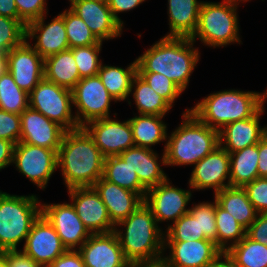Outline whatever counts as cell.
Returning a JSON list of instances; mask_svg holds the SVG:
<instances>
[{
  "mask_svg": "<svg viewBox=\"0 0 267 267\" xmlns=\"http://www.w3.org/2000/svg\"><path fill=\"white\" fill-rule=\"evenodd\" d=\"M105 157L83 127L66 131L57 152V168L68 189L93 187L102 177Z\"/></svg>",
  "mask_w": 267,
  "mask_h": 267,
  "instance_id": "6da1fadb",
  "label": "cell"
},
{
  "mask_svg": "<svg viewBox=\"0 0 267 267\" xmlns=\"http://www.w3.org/2000/svg\"><path fill=\"white\" fill-rule=\"evenodd\" d=\"M186 37H162L136 58L137 72L161 73L183 92L200 60L199 47Z\"/></svg>",
  "mask_w": 267,
  "mask_h": 267,
  "instance_id": "7a4b0ae2",
  "label": "cell"
},
{
  "mask_svg": "<svg viewBox=\"0 0 267 267\" xmlns=\"http://www.w3.org/2000/svg\"><path fill=\"white\" fill-rule=\"evenodd\" d=\"M114 231L130 264L157 261L166 254L164 231L144 202L126 219L120 221Z\"/></svg>",
  "mask_w": 267,
  "mask_h": 267,
  "instance_id": "3957f363",
  "label": "cell"
},
{
  "mask_svg": "<svg viewBox=\"0 0 267 267\" xmlns=\"http://www.w3.org/2000/svg\"><path fill=\"white\" fill-rule=\"evenodd\" d=\"M190 110L186 108L181 124L163 144L167 166H193L219 146V131L202 123Z\"/></svg>",
  "mask_w": 267,
  "mask_h": 267,
  "instance_id": "277c9868",
  "label": "cell"
},
{
  "mask_svg": "<svg viewBox=\"0 0 267 267\" xmlns=\"http://www.w3.org/2000/svg\"><path fill=\"white\" fill-rule=\"evenodd\" d=\"M266 91L229 89L210 93L191 108L204 124L221 130L226 124L254 116L266 103Z\"/></svg>",
  "mask_w": 267,
  "mask_h": 267,
  "instance_id": "5b68a950",
  "label": "cell"
},
{
  "mask_svg": "<svg viewBox=\"0 0 267 267\" xmlns=\"http://www.w3.org/2000/svg\"><path fill=\"white\" fill-rule=\"evenodd\" d=\"M242 0H222V2L203 1L199 11L197 28L190 38L197 39L205 46L225 47L238 43L239 35L238 6Z\"/></svg>",
  "mask_w": 267,
  "mask_h": 267,
  "instance_id": "8992f818",
  "label": "cell"
},
{
  "mask_svg": "<svg viewBox=\"0 0 267 267\" xmlns=\"http://www.w3.org/2000/svg\"><path fill=\"white\" fill-rule=\"evenodd\" d=\"M35 194L11 195L0 190V250H17L26 240L41 215V203Z\"/></svg>",
  "mask_w": 267,
  "mask_h": 267,
  "instance_id": "52a82bcc",
  "label": "cell"
},
{
  "mask_svg": "<svg viewBox=\"0 0 267 267\" xmlns=\"http://www.w3.org/2000/svg\"><path fill=\"white\" fill-rule=\"evenodd\" d=\"M29 107L58 123L66 131L79 128L73 111L72 90L43 78L29 93Z\"/></svg>",
  "mask_w": 267,
  "mask_h": 267,
  "instance_id": "ba28073f",
  "label": "cell"
},
{
  "mask_svg": "<svg viewBox=\"0 0 267 267\" xmlns=\"http://www.w3.org/2000/svg\"><path fill=\"white\" fill-rule=\"evenodd\" d=\"M72 101L80 127L95 119L111 117L110 103L116 102L98 75L81 78L72 89Z\"/></svg>",
  "mask_w": 267,
  "mask_h": 267,
  "instance_id": "9c48e42d",
  "label": "cell"
},
{
  "mask_svg": "<svg viewBox=\"0 0 267 267\" xmlns=\"http://www.w3.org/2000/svg\"><path fill=\"white\" fill-rule=\"evenodd\" d=\"M12 165L39 189H46L57 169V152L19 142L14 145Z\"/></svg>",
  "mask_w": 267,
  "mask_h": 267,
  "instance_id": "30bf717a",
  "label": "cell"
},
{
  "mask_svg": "<svg viewBox=\"0 0 267 267\" xmlns=\"http://www.w3.org/2000/svg\"><path fill=\"white\" fill-rule=\"evenodd\" d=\"M169 180L167 178L148 189L144 197V203L153 213L158 225L168 220L174 223L190 210L186 206L191 201L192 189L175 187Z\"/></svg>",
  "mask_w": 267,
  "mask_h": 267,
  "instance_id": "8fae6325",
  "label": "cell"
},
{
  "mask_svg": "<svg viewBox=\"0 0 267 267\" xmlns=\"http://www.w3.org/2000/svg\"><path fill=\"white\" fill-rule=\"evenodd\" d=\"M82 127L91 136L105 158L118 156L128 148L135 146L129 119L123 122L111 117L95 119Z\"/></svg>",
  "mask_w": 267,
  "mask_h": 267,
  "instance_id": "7c38bea8",
  "label": "cell"
},
{
  "mask_svg": "<svg viewBox=\"0 0 267 267\" xmlns=\"http://www.w3.org/2000/svg\"><path fill=\"white\" fill-rule=\"evenodd\" d=\"M41 214L54 227L67 250H78L92 235L71 203H41Z\"/></svg>",
  "mask_w": 267,
  "mask_h": 267,
  "instance_id": "4fadbf2b",
  "label": "cell"
},
{
  "mask_svg": "<svg viewBox=\"0 0 267 267\" xmlns=\"http://www.w3.org/2000/svg\"><path fill=\"white\" fill-rule=\"evenodd\" d=\"M188 182L192 191L212 188L214 194L231 186L229 153L220 145L217 146L194 165Z\"/></svg>",
  "mask_w": 267,
  "mask_h": 267,
  "instance_id": "5bb4252c",
  "label": "cell"
},
{
  "mask_svg": "<svg viewBox=\"0 0 267 267\" xmlns=\"http://www.w3.org/2000/svg\"><path fill=\"white\" fill-rule=\"evenodd\" d=\"M67 192L77 215L91 234L115 230L107 208L94 187H76Z\"/></svg>",
  "mask_w": 267,
  "mask_h": 267,
  "instance_id": "9a60e30c",
  "label": "cell"
},
{
  "mask_svg": "<svg viewBox=\"0 0 267 267\" xmlns=\"http://www.w3.org/2000/svg\"><path fill=\"white\" fill-rule=\"evenodd\" d=\"M169 254L163 260L170 267H209L223 252L208 239L192 241H164Z\"/></svg>",
  "mask_w": 267,
  "mask_h": 267,
  "instance_id": "2e32d148",
  "label": "cell"
},
{
  "mask_svg": "<svg viewBox=\"0 0 267 267\" xmlns=\"http://www.w3.org/2000/svg\"><path fill=\"white\" fill-rule=\"evenodd\" d=\"M22 251L40 266H49L67 251L54 227L41 214L26 237Z\"/></svg>",
  "mask_w": 267,
  "mask_h": 267,
  "instance_id": "e0dca14e",
  "label": "cell"
},
{
  "mask_svg": "<svg viewBox=\"0 0 267 267\" xmlns=\"http://www.w3.org/2000/svg\"><path fill=\"white\" fill-rule=\"evenodd\" d=\"M86 267H130L115 231L92 234L78 249Z\"/></svg>",
  "mask_w": 267,
  "mask_h": 267,
  "instance_id": "ac0fdd59",
  "label": "cell"
},
{
  "mask_svg": "<svg viewBox=\"0 0 267 267\" xmlns=\"http://www.w3.org/2000/svg\"><path fill=\"white\" fill-rule=\"evenodd\" d=\"M46 15L28 23L25 36L26 41L43 59L70 49L63 16L59 13L46 24ZM29 39L36 41L34 45Z\"/></svg>",
  "mask_w": 267,
  "mask_h": 267,
  "instance_id": "d6986e66",
  "label": "cell"
},
{
  "mask_svg": "<svg viewBox=\"0 0 267 267\" xmlns=\"http://www.w3.org/2000/svg\"><path fill=\"white\" fill-rule=\"evenodd\" d=\"M6 57L15 83L29 94L44 78V59L26 40L6 53Z\"/></svg>",
  "mask_w": 267,
  "mask_h": 267,
  "instance_id": "ffe728a7",
  "label": "cell"
},
{
  "mask_svg": "<svg viewBox=\"0 0 267 267\" xmlns=\"http://www.w3.org/2000/svg\"><path fill=\"white\" fill-rule=\"evenodd\" d=\"M69 2V9L87 24L99 41L112 40L122 35L124 27L113 17L108 3L99 0Z\"/></svg>",
  "mask_w": 267,
  "mask_h": 267,
  "instance_id": "44dd1931",
  "label": "cell"
},
{
  "mask_svg": "<svg viewBox=\"0 0 267 267\" xmlns=\"http://www.w3.org/2000/svg\"><path fill=\"white\" fill-rule=\"evenodd\" d=\"M20 142L58 152L66 130L40 112L27 107L21 114Z\"/></svg>",
  "mask_w": 267,
  "mask_h": 267,
  "instance_id": "7402d4cb",
  "label": "cell"
},
{
  "mask_svg": "<svg viewBox=\"0 0 267 267\" xmlns=\"http://www.w3.org/2000/svg\"><path fill=\"white\" fill-rule=\"evenodd\" d=\"M264 106L252 117L231 122L219 130V145L228 153L258 144L267 134V125H260Z\"/></svg>",
  "mask_w": 267,
  "mask_h": 267,
  "instance_id": "603a6c76",
  "label": "cell"
},
{
  "mask_svg": "<svg viewBox=\"0 0 267 267\" xmlns=\"http://www.w3.org/2000/svg\"><path fill=\"white\" fill-rule=\"evenodd\" d=\"M119 156L135 170L140 183L147 190L168 178V174H165L161 167L166 166L165 151L160 159L156 150L134 146L123 151Z\"/></svg>",
  "mask_w": 267,
  "mask_h": 267,
  "instance_id": "cb8c5ba5",
  "label": "cell"
},
{
  "mask_svg": "<svg viewBox=\"0 0 267 267\" xmlns=\"http://www.w3.org/2000/svg\"><path fill=\"white\" fill-rule=\"evenodd\" d=\"M93 187L99 193L115 226L144 202V199L138 193L124 189L115 183L104 180L102 177Z\"/></svg>",
  "mask_w": 267,
  "mask_h": 267,
  "instance_id": "d4e9b609",
  "label": "cell"
},
{
  "mask_svg": "<svg viewBox=\"0 0 267 267\" xmlns=\"http://www.w3.org/2000/svg\"><path fill=\"white\" fill-rule=\"evenodd\" d=\"M202 2L200 0H168L170 32L165 37L191 38L197 28Z\"/></svg>",
  "mask_w": 267,
  "mask_h": 267,
  "instance_id": "484cf974",
  "label": "cell"
},
{
  "mask_svg": "<svg viewBox=\"0 0 267 267\" xmlns=\"http://www.w3.org/2000/svg\"><path fill=\"white\" fill-rule=\"evenodd\" d=\"M217 204L247 229L256 219L257 211L243 187H226L214 194Z\"/></svg>",
  "mask_w": 267,
  "mask_h": 267,
  "instance_id": "4316f807",
  "label": "cell"
},
{
  "mask_svg": "<svg viewBox=\"0 0 267 267\" xmlns=\"http://www.w3.org/2000/svg\"><path fill=\"white\" fill-rule=\"evenodd\" d=\"M44 78L72 90L81 79L71 49L44 59Z\"/></svg>",
  "mask_w": 267,
  "mask_h": 267,
  "instance_id": "83f0119b",
  "label": "cell"
},
{
  "mask_svg": "<svg viewBox=\"0 0 267 267\" xmlns=\"http://www.w3.org/2000/svg\"><path fill=\"white\" fill-rule=\"evenodd\" d=\"M165 116L138 114L129 118L135 146L152 149L160 142L167 141V124Z\"/></svg>",
  "mask_w": 267,
  "mask_h": 267,
  "instance_id": "f1b7e54d",
  "label": "cell"
},
{
  "mask_svg": "<svg viewBox=\"0 0 267 267\" xmlns=\"http://www.w3.org/2000/svg\"><path fill=\"white\" fill-rule=\"evenodd\" d=\"M137 74L136 59L127 68L101 64L98 76L116 102L128 101L131 106L130 89L133 77Z\"/></svg>",
  "mask_w": 267,
  "mask_h": 267,
  "instance_id": "f546056e",
  "label": "cell"
},
{
  "mask_svg": "<svg viewBox=\"0 0 267 267\" xmlns=\"http://www.w3.org/2000/svg\"><path fill=\"white\" fill-rule=\"evenodd\" d=\"M230 155V185L244 187L259 177L258 174V144L242 150L229 153Z\"/></svg>",
  "mask_w": 267,
  "mask_h": 267,
  "instance_id": "4dcf8cb0",
  "label": "cell"
},
{
  "mask_svg": "<svg viewBox=\"0 0 267 267\" xmlns=\"http://www.w3.org/2000/svg\"><path fill=\"white\" fill-rule=\"evenodd\" d=\"M130 95L136 105L138 114L165 116L172 106L138 74L133 77Z\"/></svg>",
  "mask_w": 267,
  "mask_h": 267,
  "instance_id": "1f68e13d",
  "label": "cell"
},
{
  "mask_svg": "<svg viewBox=\"0 0 267 267\" xmlns=\"http://www.w3.org/2000/svg\"><path fill=\"white\" fill-rule=\"evenodd\" d=\"M102 178L138 193L143 199L147 192V189L140 183L135 170L119 155L105 158Z\"/></svg>",
  "mask_w": 267,
  "mask_h": 267,
  "instance_id": "d6a6232c",
  "label": "cell"
},
{
  "mask_svg": "<svg viewBox=\"0 0 267 267\" xmlns=\"http://www.w3.org/2000/svg\"><path fill=\"white\" fill-rule=\"evenodd\" d=\"M224 254L234 267H267V246L247 236Z\"/></svg>",
  "mask_w": 267,
  "mask_h": 267,
  "instance_id": "836d02e7",
  "label": "cell"
},
{
  "mask_svg": "<svg viewBox=\"0 0 267 267\" xmlns=\"http://www.w3.org/2000/svg\"><path fill=\"white\" fill-rule=\"evenodd\" d=\"M215 222L217 227V247L225 253L246 236V229L221 208L215 200Z\"/></svg>",
  "mask_w": 267,
  "mask_h": 267,
  "instance_id": "e575fe53",
  "label": "cell"
},
{
  "mask_svg": "<svg viewBox=\"0 0 267 267\" xmlns=\"http://www.w3.org/2000/svg\"><path fill=\"white\" fill-rule=\"evenodd\" d=\"M29 94L14 81L9 71L0 77V109L20 115L28 106Z\"/></svg>",
  "mask_w": 267,
  "mask_h": 267,
  "instance_id": "d590c367",
  "label": "cell"
},
{
  "mask_svg": "<svg viewBox=\"0 0 267 267\" xmlns=\"http://www.w3.org/2000/svg\"><path fill=\"white\" fill-rule=\"evenodd\" d=\"M64 18L69 48L103 44L88 28L87 24L69 8L60 13Z\"/></svg>",
  "mask_w": 267,
  "mask_h": 267,
  "instance_id": "8d00e7d4",
  "label": "cell"
},
{
  "mask_svg": "<svg viewBox=\"0 0 267 267\" xmlns=\"http://www.w3.org/2000/svg\"><path fill=\"white\" fill-rule=\"evenodd\" d=\"M164 241H192L206 239L200 233L199 213H186L176 222L167 224Z\"/></svg>",
  "mask_w": 267,
  "mask_h": 267,
  "instance_id": "74e56055",
  "label": "cell"
},
{
  "mask_svg": "<svg viewBox=\"0 0 267 267\" xmlns=\"http://www.w3.org/2000/svg\"><path fill=\"white\" fill-rule=\"evenodd\" d=\"M80 78L98 75L102 60L99 54L102 44L71 48Z\"/></svg>",
  "mask_w": 267,
  "mask_h": 267,
  "instance_id": "f35d334b",
  "label": "cell"
},
{
  "mask_svg": "<svg viewBox=\"0 0 267 267\" xmlns=\"http://www.w3.org/2000/svg\"><path fill=\"white\" fill-rule=\"evenodd\" d=\"M26 26L19 19L0 15V53H8L26 39Z\"/></svg>",
  "mask_w": 267,
  "mask_h": 267,
  "instance_id": "ab89813d",
  "label": "cell"
},
{
  "mask_svg": "<svg viewBox=\"0 0 267 267\" xmlns=\"http://www.w3.org/2000/svg\"><path fill=\"white\" fill-rule=\"evenodd\" d=\"M137 74L172 107L175 100L183 93V91L172 80L161 73L137 72Z\"/></svg>",
  "mask_w": 267,
  "mask_h": 267,
  "instance_id": "60d3db41",
  "label": "cell"
},
{
  "mask_svg": "<svg viewBox=\"0 0 267 267\" xmlns=\"http://www.w3.org/2000/svg\"><path fill=\"white\" fill-rule=\"evenodd\" d=\"M190 213H199L200 233L204 237L213 241L217 246V227L215 222V199L213 202H200L189 207Z\"/></svg>",
  "mask_w": 267,
  "mask_h": 267,
  "instance_id": "b9f144b4",
  "label": "cell"
},
{
  "mask_svg": "<svg viewBox=\"0 0 267 267\" xmlns=\"http://www.w3.org/2000/svg\"><path fill=\"white\" fill-rule=\"evenodd\" d=\"M243 188L257 213L267 214V177H257Z\"/></svg>",
  "mask_w": 267,
  "mask_h": 267,
  "instance_id": "7bdbcfd3",
  "label": "cell"
},
{
  "mask_svg": "<svg viewBox=\"0 0 267 267\" xmlns=\"http://www.w3.org/2000/svg\"><path fill=\"white\" fill-rule=\"evenodd\" d=\"M19 20L26 26L28 23L48 14L47 0H15Z\"/></svg>",
  "mask_w": 267,
  "mask_h": 267,
  "instance_id": "ee69618b",
  "label": "cell"
},
{
  "mask_svg": "<svg viewBox=\"0 0 267 267\" xmlns=\"http://www.w3.org/2000/svg\"><path fill=\"white\" fill-rule=\"evenodd\" d=\"M20 115L0 109V138L11 141L14 145L20 142Z\"/></svg>",
  "mask_w": 267,
  "mask_h": 267,
  "instance_id": "f6af8a7d",
  "label": "cell"
},
{
  "mask_svg": "<svg viewBox=\"0 0 267 267\" xmlns=\"http://www.w3.org/2000/svg\"><path fill=\"white\" fill-rule=\"evenodd\" d=\"M246 236L267 246V214H257L256 219L246 229Z\"/></svg>",
  "mask_w": 267,
  "mask_h": 267,
  "instance_id": "bcb514c9",
  "label": "cell"
},
{
  "mask_svg": "<svg viewBox=\"0 0 267 267\" xmlns=\"http://www.w3.org/2000/svg\"><path fill=\"white\" fill-rule=\"evenodd\" d=\"M6 256L7 267H40L31 257L21 249L3 252Z\"/></svg>",
  "mask_w": 267,
  "mask_h": 267,
  "instance_id": "7dc6e473",
  "label": "cell"
},
{
  "mask_svg": "<svg viewBox=\"0 0 267 267\" xmlns=\"http://www.w3.org/2000/svg\"><path fill=\"white\" fill-rule=\"evenodd\" d=\"M146 0H110L108 6L112 12L113 17L124 27V21L118 16L119 13L129 12L137 8Z\"/></svg>",
  "mask_w": 267,
  "mask_h": 267,
  "instance_id": "c3c4849f",
  "label": "cell"
},
{
  "mask_svg": "<svg viewBox=\"0 0 267 267\" xmlns=\"http://www.w3.org/2000/svg\"><path fill=\"white\" fill-rule=\"evenodd\" d=\"M50 267H86L78 250H67L64 254L56 258Z\"/></svg>",
  "mask_w": 267,
  "mask_h": 267,
  "instance_id": "681fc988",
  "label": "cell"
},
{
  "mask_svg": "<svg viewBox=\"0 0 267 267\" xmlns=\"http://www.w3.org/2000/svg\"><path fill=\"white\" fill-rule=\"evenodd\" d=\"M14 144L0 138V171L12 165Z\"/></svg>",
  "mask_w": 267,
  "mask_h": 267,
  "instance_id": "f907efd6",
  "label": "cell"
},
{
  "mask_svg": "<svg viewBox=\"0 0 267 267\" xmlns=\"http://www.w3.org/2000/svg\"><path fill=\"white\" fill-rule=\"evenodd\" d=\"M258 174L267 177V134L258 143Z\"/></svg>",
  "mask_w": 267,
  "mask_h": 267,
  "instance_id": "816d5d0a",
  "label": "cell"
},
{
  "mask_svg": "<svg viewBox=\"0 0 267 267\" xmlns=\"http://www.w3.org/2000/svg\"><path fill=\"white\" fill-rule=\"evenodd\" d=\"M0 15L7 18L19 19L15 0H0Z\"/></svg>",
  "mask_w": 267,
  "mask_h": 267,
  "instance_id": "f5cc1de1",
  "label": "cell"
},
{
  "mask_svg": "<svg viewBox=\"0 0 267 267\" xmlns=\"http://www.w3.org/2000/svg\"><path fill=\"white\" fill-rule=\"evenodd\" d=\"M130 267H170L163 259L153 262H139L133 263Z\"/></svg>",
  "mask_w": 267,
  "mask_h": 267,
  "instance_id": "db71d44e",
  "label": "cell"
},
{
  "mask_svg": "<svg viewBox=\"0 0 267 267\" xmlns=\"http://www.w3.org/2000/svg\"><path fill=\"white\" fill-rule=\"evenodd\" d=\"M209 267H234L233 263L223 253L214 263Z\"/></svg>",
  "mask_w": 267,
  "mask_h": 267,
  "instance_id": "11a10c76",
  "label": "cell"
},
{
  "mask_svg": "<svg viewBox=\"0 0 267 267\" xmlns=\"http://www.w3.org/2000/svg\"><path fill=\"white\" fill-rule=\"evenodd\" d=\"M8 71L6 53H0V77Z\"/></svg>",
  "mask_w": 267,
  "mask_h": 267,
  "instance_id": "9f6ffc18",
  "label": "cell"
},
{
  "mask_svg": "<svg viewBox=\"0 0 267 267\" xmlns=\"http://www.w3.org/2000/svg\"><path fill=\"white\" fill-rule=\"evenodd\" d=\"M0 267H7L6 256L4 253L0 254Z\"/></svg>",
  "mask_w": 267,
  "mask_h": 267,
  "instance_id": "6f0895ef",
  "label": "cell"
},
{
  "mask_svg": "<svg viewBox=\"0 0 267 267\" xmlns=\"http://www.w3.org/2000/svg\"><path fill=\"white\" fill-rule=\"evenodd\" d=\"M99 1H103V2L108 3L110 0H99Z\"/></svg>",
  "mask_w": 267,
  "mask_h": 267,
  "instance_id": "680465c9",
  "label": "cell"
}]
</instances>
